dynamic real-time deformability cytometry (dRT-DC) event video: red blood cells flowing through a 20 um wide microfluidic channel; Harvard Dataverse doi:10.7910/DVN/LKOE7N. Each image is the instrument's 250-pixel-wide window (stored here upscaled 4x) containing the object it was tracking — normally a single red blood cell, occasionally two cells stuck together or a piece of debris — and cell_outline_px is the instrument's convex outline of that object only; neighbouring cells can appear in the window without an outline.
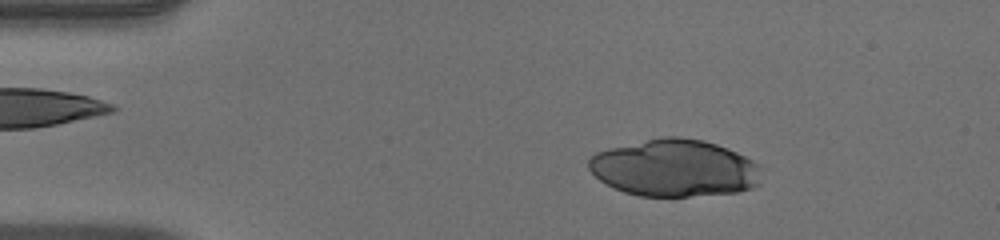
{"species": "human", "species_latin": "Homo sapiens", "temperature_condition": "warm", "stored_images_in_passage": 50, "camera_frame_rate_fps": 3000, "um_per_image_px": 0.085, "donor": {"sex": "male"}, "frame": {"image": 1, "passage_image": 8, "time_ms": 2.333, "image_size_px": [1000, 240], "cell_outline_px": [[760, 184], [752, 188], [740, 192], [688, 196], [640, 196], [624, 192], [600, 180], [588, 168], [588, 160], [596, 152], [608, 148], [660, 136], [676, 136], [704, 140], [728, 148], [760, 164]], "centroid_in_image_um": [57.35, 14.27], "position_along_channel_um": 27.6, "area_um2": 57.8}}